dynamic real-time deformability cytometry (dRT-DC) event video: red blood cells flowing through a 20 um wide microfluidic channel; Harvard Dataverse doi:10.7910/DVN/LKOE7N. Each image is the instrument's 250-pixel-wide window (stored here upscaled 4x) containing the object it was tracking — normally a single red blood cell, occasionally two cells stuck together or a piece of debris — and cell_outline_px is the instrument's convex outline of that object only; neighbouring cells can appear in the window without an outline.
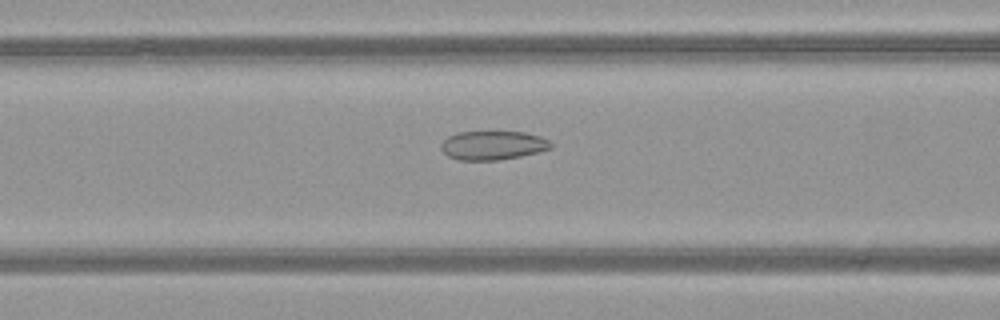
{"species": "common noctule bat (a hibernating species)", "species_latin": "Nyctalus noctula", "temperature_condition": "warm", "stored_images_in_passage": 51, "camera_frame_rate_fps": 3000, "um_per_image_px": 0.085, "animal": {"sex": "female", "body_mass_g": 21.9}, "frame": {"image": 1, "passage_image": 21, "time_ms": 6.667, "image_size_px": [1000, 320], "cell_outline_px": [[552, 148], [540, 152], [520, 156], [496, 160], [456, 160], [448, 156], [440, 148], [440, 144], [448, 136], [456, 132], [524, 132], [540, 136], [548, 140], [552, 144]], "centroid_in_image_um": [41.88, 12.35], "position_along_channel_um": 124.7, "area_um2": 18.55}}
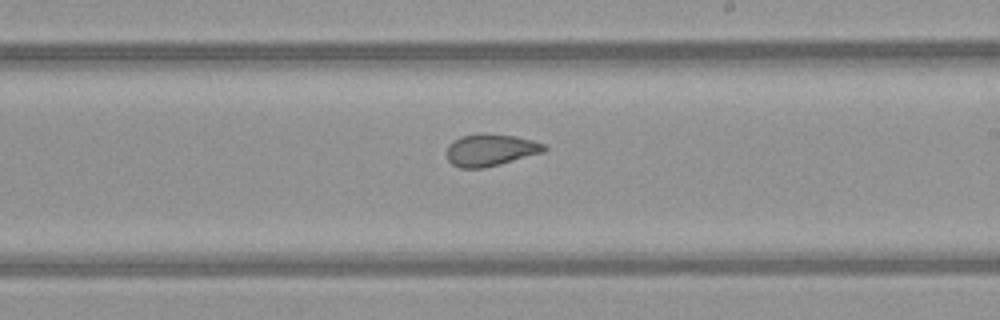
{"frame": {"image": 2, "passage_image": 30, "time_ms": 9.667, "image_size_px": [1000, 320], "cell_outline_px": [[548, 148], [544, 152], [500, 164], [484, 168], [460, 168], [452, 164], [448, 160], [448, 144], [460, 136], [480, 132], [484, 132], [516, 136], [532, 140], [544, 144]], "centroid_in_image_um": [41.69, 12.73], "position_along_channel_um": 247.3, "area_um2": 18.38}}
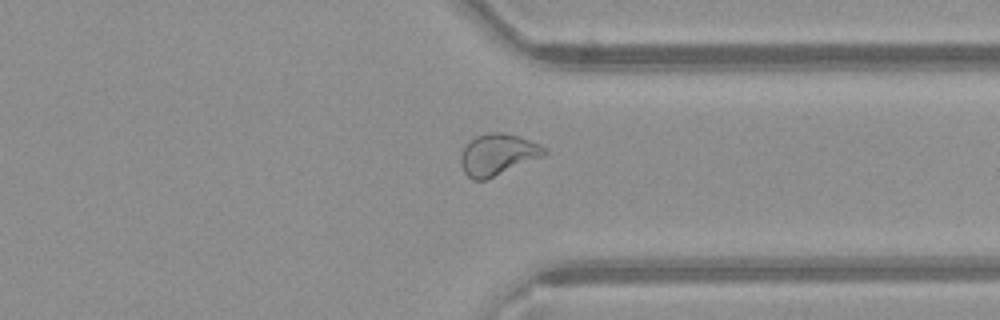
{"frame": {"image": 3, "passage_image": 39, "time_ms": 12.667, "image_size_px": [1000, 320], "cell_outline_px": [[548, 152], [544, 156], [484, 180], [472, 180], [464, 172], [460, 160], [460, 156], [464, 148], [476, 136], [488, 132], [500, 132], [520, 136], [540, 144], [548, 148]], "centroid_in_image_um": [42.34, 13.12], "position_along_channel_um": 369.1, "area_um2": 20.06}, "authors_computed_cell_mechanics": {"area_um2": 22.0218, "velocity_mm_per_s": 4.0777, "shape_relaxation_time_tau1_ms": null, "shape_relaxation_time_tau2_ms": 1.3813, "deformation_change_tau1": null, "deformation_change_tau2": 0.069}}